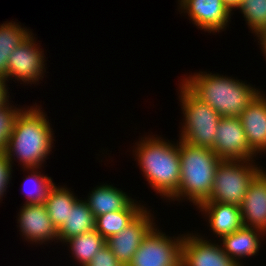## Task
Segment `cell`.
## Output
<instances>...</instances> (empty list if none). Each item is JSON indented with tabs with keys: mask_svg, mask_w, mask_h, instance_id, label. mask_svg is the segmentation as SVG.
<instances>
[{
	"mask_svg": "<svg viewBox=\"0 0 266 266\" xmlns=\"http://www.w3.org/2000/svg\"><path fill=\"white\" fill-rule=\"evenodd\" d=\"M27 170L32 172L24 179L25 181L23 183V191L25 192V196H27L25 204L44 203L50 188L54 185L51 177L41 174L38 168Z\"/></svg>",
	"mask_w": 266,
	"mask_h": 266,
	"instance_id": "cell-24",
	"label": "cell"
},
{
	"mask_svg": "<svg viewBox=\"0 0 266 266\" xmlns=\"http://www.w3.org/2000/svg\"><path fill=\"white\" fill-rule=\"evenodd\" d=\"M19 231L26 241L41 245L50 240L58 241V230L48 215L46 205L23 204L18 214Z\"/></svg>",
	"mask_w": 266,
	"mask_h": 266,
	"instance_id": "cell-13",
	"label": "cell"
},
{
	"mask_svg": "<svg viewBox=\"0 0 266 266\" xmlns=\"http://www.w3.org/2000/svg\"><path fill=\"white\" fill-rule=\"evenodd\" d=\"M243 227L256 228L266 234V170H262L249 184L240 205Z\"/></svg>",
	"mask_w": 266,
	"mask_h": 266,
	"instance_id": "cell-14",
	"label": "cell"
},
{
	"mask_svg": "<svg viewBox=\"0 0 266 266\" xmlns=\"http://www.w3.org/2000/svg\"><path fill=\"white\" fill-rule=\"evenodd\" d=\"M197 208L209 218L210 230L216 234L217 238L221 239L243 227L239 206L219 202H203Z\"/></svg>",
	"mask_w": 266,
	"mask_h": 266,
	"instance_id": "cell-16",
	"label": "cell"
},
{
	"mask_svg": "<svg viewBox=\"0 0 266 266\" xmlns=\"http://www.w3.org/2000/svg\"><path fill=\"white\" fill-rule=\"evenodd\" d=\"M212 151L222 160L255 161L239 117H222Z\"/></svg>",
	"mask_w": 266,
	"mask_h": 266,
	"instance_id": "cell-9",
	"label": "cell"
},
{
	"mask_svg": "<svg viewBox=\"0 0 266 266\" xmlns=\"http://www.w3.org/2000/svg\"><path fill=\"white\" fill-rule=\"evenodd\" d=\"M23 109L16 108L10 103L0 108V153L5 151L15 120Z\"/></svg>",
	"mask_w": 266,
	"mask_h": 266,
	"instance_id": "cell-26",
	"label": "cell"
},
{
	"mask_svg": "<svg viewBox=\"0 0 266 266\" xmlns=\"http://www.w3.org/2000/svg\"><path fill=\"white\" fill-rule=\"evenodd\" d=\"M179 156L180 183L177 192L169 200L180 201L185 198L197 207L210 196L215 171L222 159L211 149L194 146L180 139Z\"/></svg>",
	"mask_w": 266,
	"mask_h": 266,
	"instance_id": "cell-4",
	"label": "cell"
},
{
	"mask_svg": "<svg viewBox=\"0 0 266 266\" xmlns=\"http://www.w3.org/2000/svg\"><path fill=\"white\" fill-rule=\"evenodd\" d=\"M57 230L58 240L63 243L74 236L95 230V217L85 200L78 199L74 203L67 220Z\"/></svg>",
	"mask_w": 266,
	"mask_h": 266,
	"instance_id": "cell-20",
	"label": "cell"
},
{
	"mask_svg": "<svg viewBox=\"0 0 266 266\" xmlns=\"http://www.w3.org/2000/svg\"><path fill=\"white\" fill-rule=\"evenodd\" d=\"M31 33L18 22L7 21L0 25V77H7L9 56Z\"/></svg>",
	"mask_w": 266,
	"mask_h": 266,
	"instance_id": "cell-22",
	"label": "cell"
},
{
	"mask_svg": "<svg viewBox=\"0 0 266 266\" xmlns=\"http://www.w3.org/2000/svg\"><path fill=\"white\" fill-rule=\"evenodd\" d=\"M205 239L198 234H184L181 266H238L225 254L221 244Z\"/></svg>",
	"mask_w": 266,
	"mask_h": 266,
	"instance_id": "cell-12",
	"label": "cell"
},
{
	"mask_svg": "<svg viewBox=\"0 0 266 266\" xmlns=\"http://www.w3.org/2000/svg\"><path fill=\"white\" fill-rule=\"evenodd\" d=\"M224 4L229 8V10L232 12V10L237 8L242 0H222Z\"/></svg>",
	"mask_w": 266,
	"mask_h": 266,
	"instance_id": "cell-31",
	"label": "cell"
},
{
	"mask_svg": "<svg viewBox=\"0 0 266 266\" xmlns=\"http://www.w3.org/2000/svg\"><path fill=\"white\" fill-rule=\"evenodd\" d=\"M37 106L24 108L18 114L4 151L11 165L17 158L25 170L41 169L55 140L47 115Z\"/></svg>",
	"mask_w": 266,
	"mask_h": 266,
	"instance_id": "cell-1",
	"label": "cell"
},
{
	"mask_svg": "<svg viewBox=\"0 0 266 266\" xmlns=\"http://www.w3.org/2000/svg\"><path fill=\"white\" fill-rule=\"evenodd\" d=\"M86 266H124L122 265L115 255L112 253V250L105 245L101 250H99Z\"/></svg>",
	"mask_w": 266,
	"mask_h": 266,
	"instance_id": "cell-27",
	"label": "cell"
},
{
	"mask_svg": "<svg viewBox=\"0 0 266 266\" xmlns=\"http://www.w3.org/2000/svg\"><path fill=\"white\" fill-rule=\"evenodd\" d=\"M266 234L256 228L242 227L234 233L223 236L221 246L225 254L238 266H243L240 259L243 257L256 256L260 250V236Z\"/></svg>",
	"mask_w": 266,
	"mask_h": 266,
	"instance_id": "cell-17",
	"label": "cell"
},
{
	"mask_svg": "<svg viewBox=\"0 0 266 266\" xmlns=\"http://www.w3.org/2000/svg\"><path fill=\"white\" fill-rule=\"evenodd\" d=\"M183 235L172 239L154 227L127 266H181Z\"/></svg>",
	"mask_w": 266,
	"mask_h": 266,
	"instance_id": "cell-7",
	"label": "cell"
},
{
	"mask_svg": "<svg viewBox=\"0 0 266 266\" xmlns=\"http://www.w3.org/2000/svg\"><path fill=\"white\" fill-rule=\"evenodd\" d=\"M247 143L257 155L266 152V97L259 92L239 116Z\"/></svg>",
	"mask_w": 266,
	"mask_h": 266,
	"instance_id": "cell-15",
	"label": "cell"
},
{
	"mask_svg": "<svg viewBox=\"0 0 266 266\" xmlns=\"http://www.w3.org/2000/svg\"><path fill=\"white\" fill-rule=\"evenodd\" d=\"M31 33L9 56L7 63V77L21 80L26 84H36L38 80L44 78L45 55L36 44L35 37ZM43 75V76H42ZM14 77V78H13ZM33 82V83H32Z\"/></svg>",
	"mask_w": 266,
	"mask_h": 266,
	"instance_id": "cell-8",
	"label": "cell"
},
{
	"mask_svg": "<svg viewBox=\"0 0 266 266\" xmlns=\"http://www.w3.org/2000/svg\"><path fill=\"white\" fill-rule=\"evenodd\" d=\"M64 243L70 245L72 257L81 266H86L94 255L106 245V240L96 230H93L67 239Z\"/></svg>",
	"mask_w": 266,
	"mask_h": 266,
	"instance_id": "cell-23",
	"label": "cell"
},
{
	"mask_svg": "<svg viewBox=\"0 0 266 266\" xmlns=\"http://www.w3.org/2000/svg\"><path fill=\"white\" fill-rule=\"evenodd\" d=\"M182 83L222 117H239L260 89L224 75L198 72Z\"/></svg>",
	"mask_w": 266,
	"mask_h": 266,
	"instance_id": "cell-2",
	"label": "cell"
},
{
	"mask_svg": "<svg viewBox=\"0 0 266 266\" xmlns=\"http://www.w3.org/2000/svg\"><path fill=\"white\" fill-rule=\"evenodd\" d=\"M236 9H240L252 33L266 29V0H242Z\"/></svg>",
	"mask_w": 266,
	"mask_h": 266,
	"instance_id": "cell-25",
	"label": "cell"
},
{
	"mask_svg": "<svg viewBox=\"0 0 266 266\" xmlns=\"http://www.w3.org/2000/svg\"><path fill=\"white\" fill-rule=\"evenodd\" d=\"M132 200L123 210L95 217V230L107 240L131 224L146 208Z\"/></svg>",
	"mask_w": 266,
	"mask_h": 266,
	"instance_id": "cell-19",
	"label": "cell"
},
{
	"mask_svg": "<svg viewBox=\"0 0 266 266\" xmlns=\"http://www.w3.org/2000/svg\"><path fill=\"white\" fill-rule=\"evenodd\" d=\"M152 217L153 215L151 216L150 211L146 208L121 232L106 240V245L122 265L127 266L132 261L143 239L156 226Z\"/></svg>",
	"mask_w": 266,
	"mask_h": 266,
	"instance_id": "cell-10",
	"label": "cell"
},
{
	"mask_svg": "<svg viewBox=\"0 0 266 266\" xmlns=\"http://www.w3.org/2000/svg\"><path fill=\"white\" fill-rule=\"evenodd\" d=\"M179 8L186 12L193 24L208 32H221L231 21L232 12L222 0H178Z\"/></svg>",
	"mask_w": 266,
	"mask_h": 266,
	"instance_id": "cell-11",
	"label": "cell"
},
{
	"mask_svg": "<svg viewBox=\"0 0 266 266\" xmlns=\"http://www.w3.org/2000/svg\"><path fill=\"white\" fill-rule=\"evenodd\" d=\"M180 83L179 99L184 122L179 139L191 145L212 150L217 126L222 116L197 98L182 82Z\"/></svg>",
	"mask_w": 266,
	"mask_h": 266,
	"instance_id": "cell-5",
	"label": "cell"
},
{
	"mask_svg": "<svg viewBox=\"0 0 266 266\" xmlns=\"http://www.w3.org/2000/svg\"><path fill=\"white\" fill-rule=\"evenodd\" d=\"M65 185L57 187L55 184L50 188L44 204L53 225L58 229L68 218L69 210L73 207L78 197Z\"/></svg>",
	"mask_w": 266,
	"mask_h": 266,
	"instance_id": "cell-21",
	"label": "cell"
},
{
	"mask_svg": "<svg viewBox=\"0 0 266 266\" xmlns=\"http://www.w3.org/2000/svg\"><path fill=\"white\" fill-rule=\"evenodd\" d=\"M89 194L85 202L94 217L123 210L133 200L123 190L108 184L95 187Z\"/></svg>",
	"mask_w": 266,
	"mask_h": 266,
	"instance_id": "cell-18",
	"label": "cell"
},
{
	"mask_svg": "<svg viewBox=\"0 0 266 266\" xmlns=\"http://www.w3.org/2000/svg\"><path fill=\"white\" fill-rule=\"evenodd\" d=\"M255 36L258 37V43L261 44V50L266 58V29L263 31H260L258 34H256Z\"/></svg>",
	"mask_w": 266,
	"mask_h": 266,
	"instance_id": "cell-30",
	"label": "cell"
},
{
	"mask_svg": "<svg viewBox=\"0 0 266 266\" xmlns=\"http://www.w3.org/2000/svg\"><path fill=\"white\" fill-rule=\"evenodd\" d=\"M262 167L252 160H221L215 171L210 196L204 202H219L239 206L243 203L249 184Z\"/></svg>",
	"mask_w": 266,
	"mask_h": 266,
	"instance_id": "cell-6",
	"label": "cell"
},
{
	"mask_svg": "<svg viewBox=\"0 0 266 266\" xmlns=\"http://www.w3.org/2000/svg\"><path fill=\"white\" fill-rule=\"evenodd\" d=\"M135 158L153 190L168 200L177 192L180 183L179 143L160 137L141 138L136 143Z\"/></svg>",
	"mask_w": 266,
	"mask_h": 266,
	"instance_id": "cell-3",
	"label": "cell"
},
{
	"mask_svg": "<svg viewBox=\"0 0 266 266\" xmlns=\"http://www.w3.org/2000/svg\"><path fill=\"white\" fill-rule=\"evenodd\" d=\"M5 77H0V108L9 104V88H7Z\"/></svg>",
	"mask_w": 266,
	"mask_h": 266,
	"instance_id": "cell-29",
	"label": "cell"
},
{
	"mask_svg": "<svg viewBox=\"0 0 266 266\" xmlns=\"http://www.w3.org/2000/svg\"><path fill=\"white\" fill-rule=\"evenodd\" d=\"M12 165L6 158L5 153H0V200H2L1 197H3L6 192V189L8 188V184H10L11 180V174H12Z\"/></svg>",
	"mask_w": 266,
	"mask_h": 266,
	"instance_id": "cell-28",
	"label": "cell"
}]
</instances>
